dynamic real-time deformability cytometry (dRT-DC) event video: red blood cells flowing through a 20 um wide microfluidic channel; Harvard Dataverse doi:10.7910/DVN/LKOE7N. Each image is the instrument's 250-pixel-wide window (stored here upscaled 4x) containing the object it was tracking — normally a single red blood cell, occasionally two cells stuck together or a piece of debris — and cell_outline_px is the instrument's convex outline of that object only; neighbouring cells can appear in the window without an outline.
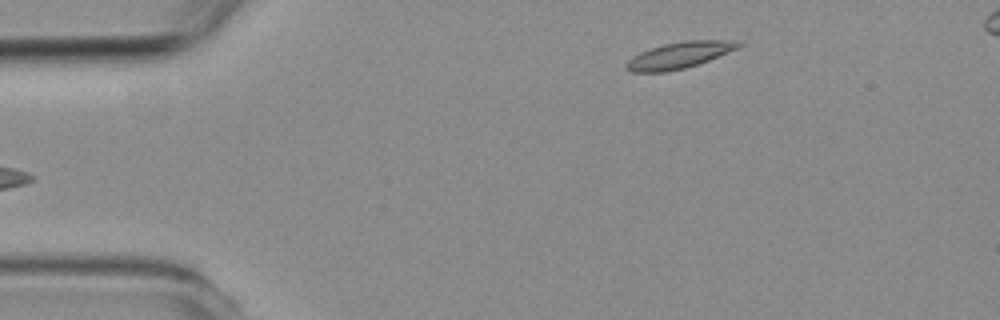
{"species": "common noctule bat (a hibernating species)", "species_latin": "Nyctalus noctula", "temperature_condition": "room temperature", "stored_images_in_passage": 5, "camera_frame_rate_fps": 3000, "um_per_image_px": 0.085, "animal": {"sex": "female", "body_mass_g": 19.3, "forearm_length_mm": 54.1}, "frame": {"image": 1, "passage_image": 5, "time_ms": 4.667, "image_size_px": [1000, 320], "cell_outline_px": [[744, 44], [736, 48], [708, 60], [684, 68], [668, 72], [632, 72], [624, 68], [624, 64], [632, 56], [640, 52], [664, 44], [684, 40], [732, 40]], "centroid_in_image_um": [57.67, 4.7], "position_along_channel_um": 27.3, "area_um2": 17.05}}